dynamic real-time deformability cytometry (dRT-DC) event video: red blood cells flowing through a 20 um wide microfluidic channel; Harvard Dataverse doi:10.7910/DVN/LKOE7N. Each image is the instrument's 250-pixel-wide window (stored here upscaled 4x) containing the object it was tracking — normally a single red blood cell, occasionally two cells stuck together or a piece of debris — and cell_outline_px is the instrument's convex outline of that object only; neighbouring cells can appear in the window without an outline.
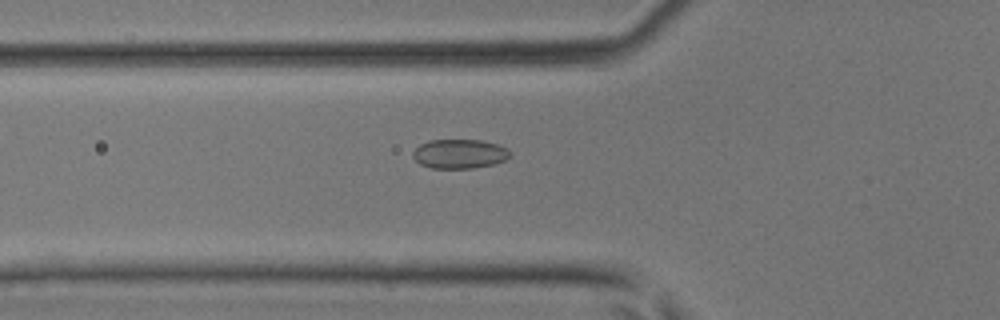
{"species": "common noctule bat (a hibernating species)", "species_latin": "Nyctalus noctula", "temperature_condition": "room temperature", "stored_images_in_passage": 27, "camera_frame_rate_fps": 3000, "um_per_image_px": 0.085, "animal": {"sex": "male", "body_mass_g": 17.9, "forearm_length_mm": 54.2}, "frame": {"image": 1, "passage_image": 2, "time_ms": 0.333, "image_size_px": [1000, 320], "cell_outline_px": [[508, 156], [504, 160], [492, 164], [472, 168], [432, 168], [420, 164], [412, 156], [412, 152], [420, 144], [428, 140], [480, 140], [496, 144], [508, 148]], "centroid_in_image_um": [39.01, 13.07], "position_along_channel_um": 86.8, "area_um2": 16.36}}
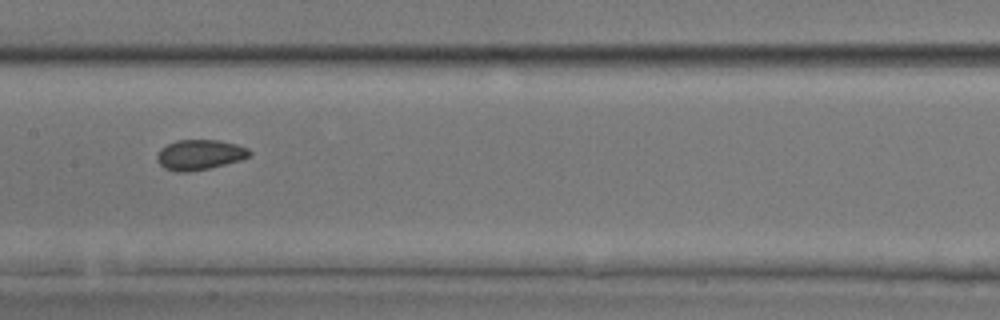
{"frame": {"image": 2, "passage_image": 9, "time_ms": 2.667, "image_size_px": [1000, 320], "cell_outline_px": [[252, 152], [248, 156], [240, 160], [208, 168], [188, 172], [176, 172], [164, 168], [156, 160], [156, 156], [160, 148], [176, 140], [216, 140], [236, 144], [248, 148]], "centroid_in_image_um": [16.93, 13.15], "position_along_channel_um": 190.5, "area_um2": 16.18}}
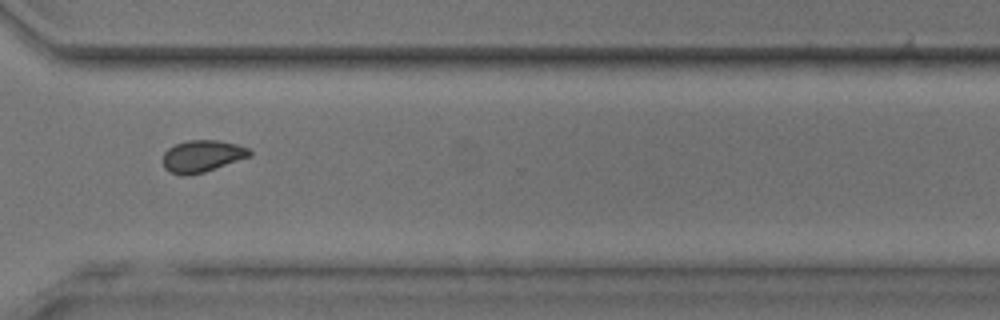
{"frame": {"image": 3, "passage_image": 20, "time_ms": 6.333, "image_size_px": [1000, 320], "cell_outline_px": [[252, 156], [204, 172], [188, 176], [184, 176], [172, 172], [164, 168], [164, 152], [168, 148], [176, 144], [188, 140], [216, 140], [236, 144], [248, 148], [252, 152]], "centroid_in_image_um": [17.2, 13.27], "position_along_channel_um": 353.4, "area_um2": 16.07}}